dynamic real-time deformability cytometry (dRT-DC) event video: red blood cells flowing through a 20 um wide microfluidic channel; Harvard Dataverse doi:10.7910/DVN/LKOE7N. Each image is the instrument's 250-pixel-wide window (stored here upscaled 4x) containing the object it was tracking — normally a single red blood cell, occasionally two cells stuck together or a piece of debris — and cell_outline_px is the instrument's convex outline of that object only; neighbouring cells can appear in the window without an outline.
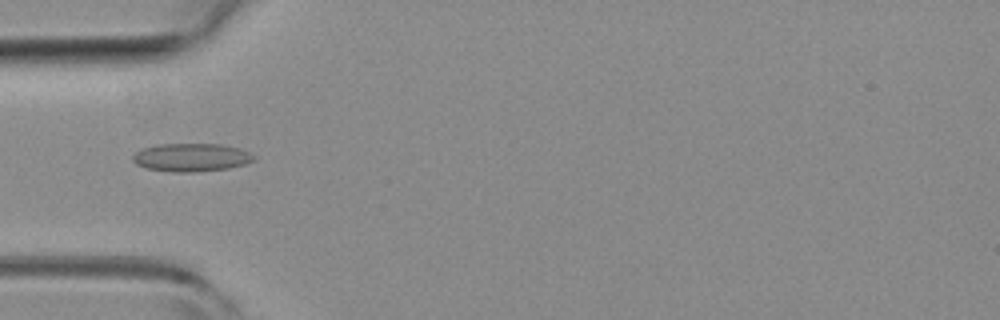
{"species": "common noctule bat (a hibernating species)", "species_latin": "Nyctalus noctula", "temperature_condition": "room temperature", "stored_images_in_passage": 1, "camera_frame_rate_fps": 3000, "um_per_image_px": 0.085, "animal": {"sex": "female", "body_mass_g": 19.3, "forearm_length_mm": 54.1}, "frame": {"image": 1, "passage_image": 1, "time_ms": 0.0, "image_size_px": [1000, 320], "cell_outline_px": [[256, 160], [244, 164], [228, 168], [196, 172], [172, 172], [148, 168], [136, 164], [132, 160], [132, 156], [136, 152], [144, 148], [156, 144], [220, 144], [240, 148], [256, 156]], "centroid_in_image_um": [16.28, 13.38], "position_along_channel_um": 68.7, "area_um2": 19.88}}